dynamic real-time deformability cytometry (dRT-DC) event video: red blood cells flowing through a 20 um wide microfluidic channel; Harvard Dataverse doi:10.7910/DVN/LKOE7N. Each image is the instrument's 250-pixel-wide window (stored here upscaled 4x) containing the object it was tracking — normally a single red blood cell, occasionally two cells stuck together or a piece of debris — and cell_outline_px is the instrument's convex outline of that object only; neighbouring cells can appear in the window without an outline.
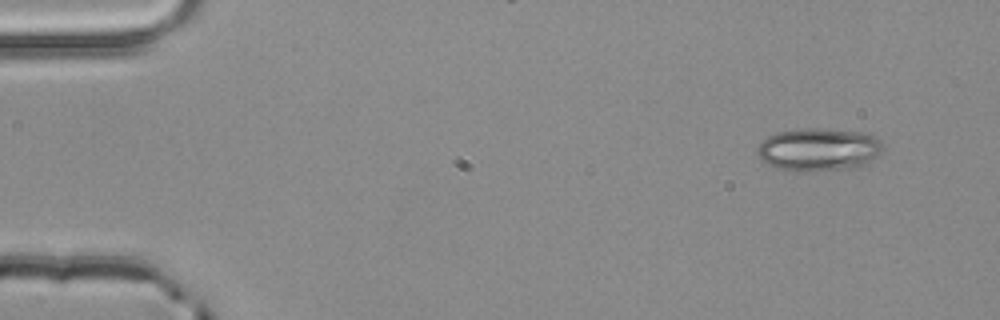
{"species": "common noctule bat (a hibernating species)", "species_latin": "Nyctalus noctula", "temperature_condition": "room temperature", "stored_images_in_passage": 4, "camera_frame_rate_fps": 3000, "um_per_image_px": 0.085, "animal": {"sex": "male", "body_mass_g": 20.4}, "frame": {"image": 1, "passage_image": 1, "time_ms": 0.0, "image_size_px": [1000, 320], "cell_outline_px": [[884, 148], [872, 160], [864, 164], [848, 168], [812, 172], [800, 172], [776, 168], [760, 160], [756, 152], [756, 148], [768, 136], [776, 132], [804, 128], [824, 128], [864, 132], [880, 140], [884, 144]], "centroid_in_image_um": [69.56, 12.71], "position_along_channel_um": 15.4, "area_um2": 31.73}}